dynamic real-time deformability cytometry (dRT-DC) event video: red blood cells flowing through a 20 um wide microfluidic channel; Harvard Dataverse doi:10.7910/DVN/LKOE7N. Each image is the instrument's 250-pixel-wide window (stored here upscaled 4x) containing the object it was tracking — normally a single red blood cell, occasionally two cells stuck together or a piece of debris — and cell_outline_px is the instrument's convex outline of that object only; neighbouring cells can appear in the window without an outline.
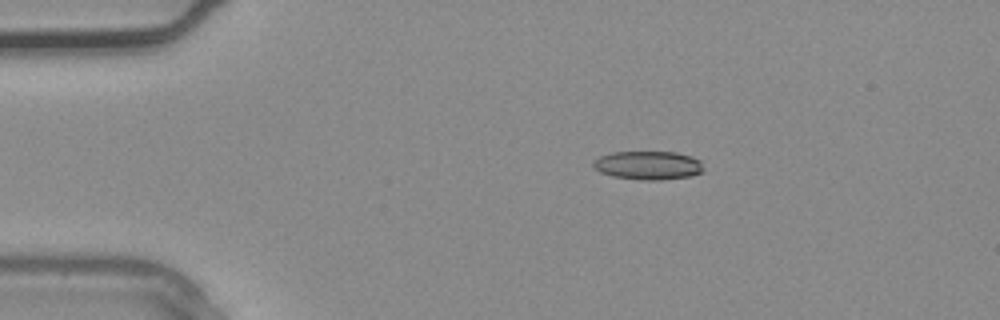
{"species": "common noctule bat (a hibernating species)", "species_latin": "Nyctalus noctula", "temperature_condition": "warm", "stored_images_in_passage": 2, "camera_frame_rate_fps": 3000, "um_per_image_px": 0.085, "animal": {"sex": "male", "body_mass_g": 20.4}, "frame": {"image": 1, "passage_image": 1, "time_ms": 0.0, "image_size_px": [1000, 320], "cell_outline_px": [[704, 172], [692, 176], [660, 180], [640, 180], [612, 176], [600, 172], [592, 168], [592, 160], [600, 156], [612, 152], [676, 152], [692, 156], [700, 160], [704, 168]], "centroid_in_image_um": [55.09, 14.06], "position_along_channel_um": 29.9, "area_um2": 18.73}}